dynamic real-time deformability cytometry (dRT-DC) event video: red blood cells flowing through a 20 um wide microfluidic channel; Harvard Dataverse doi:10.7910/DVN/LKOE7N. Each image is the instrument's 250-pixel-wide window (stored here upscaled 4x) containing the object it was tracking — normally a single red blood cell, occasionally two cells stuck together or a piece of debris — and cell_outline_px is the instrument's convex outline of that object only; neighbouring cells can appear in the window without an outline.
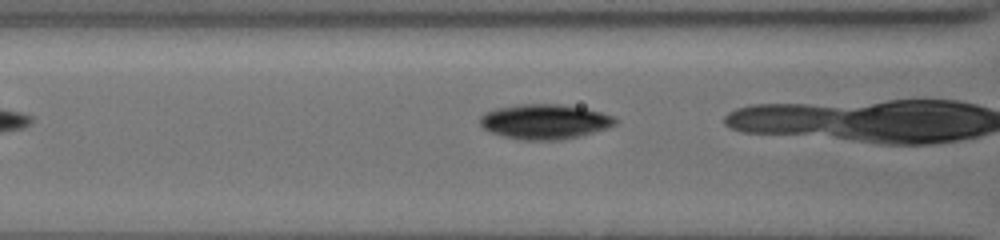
{"species": "common noctule bat (a hibernating species)", "species_latin": "Nyctalus noctula", "temperature_condition": "cold", "stored_images_in_passage": 5, "camera_frame_rate_fps": 3000, "um_per_image_px": 0.085, "animal": {"sex": "female", "body_mass_g": 19.5, "forearm_length_mm": 54.1}, "frame": {"image": 1, "passage_image": 3, "time_ms": 0.667, "image_size_px": [1000, 240], "cell_outline_px": [[620, 120], [616, 124], [592, 132], [560, 140], [520, 140], [500, 136], [488, 132], [480, 124], [480, 116], [484, 112], [496, 108], [520, 104], [560, 104], [584, 108], [616, 116]], "centroid_in_image_um": [46.26, 10.34], "position_along_channel_um": 120.3, "area_um2": 27.63}}